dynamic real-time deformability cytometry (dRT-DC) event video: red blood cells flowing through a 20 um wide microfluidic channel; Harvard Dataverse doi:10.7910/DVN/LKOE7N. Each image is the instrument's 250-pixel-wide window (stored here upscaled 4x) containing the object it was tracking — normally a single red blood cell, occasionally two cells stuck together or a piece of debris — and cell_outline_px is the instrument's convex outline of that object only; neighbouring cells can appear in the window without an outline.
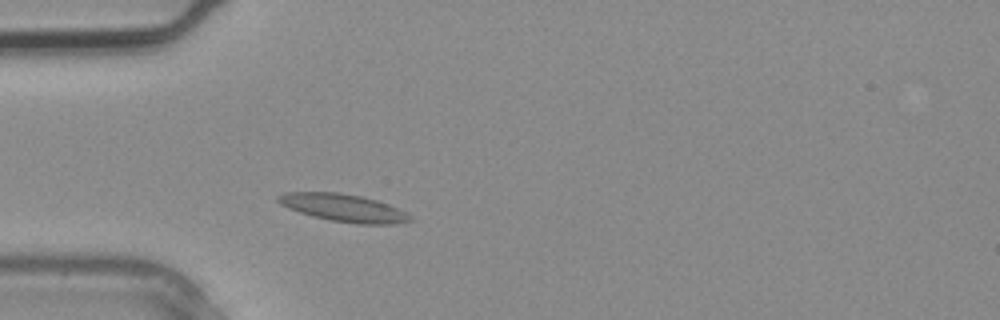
{"species": "common noctule bat (a hibernating species)", "species_latin": "Nyctalus noctula", "temperature_condition": "warm", "stored_images_in_passage": 2, "camera_frame_rate_fps": 3000, "um_per_image_px": 0.085, "animal": {"sex": "male", "body_mass_g": 20.4}, "frame": {"image": 1, "passage_image": 2, "time_ms": 0.333, "image_size_px": [1000, 320], "cell_outline_px": [[412, 220], [396, 224], [360, 224], [332, 220], [312, 216], [300, 212], [280, 204], [276, 200], [276, 196], [284, 192], [336, 192], [360, 196], [376, 200], [388, 204], [412, 216]], "centroid_in_image_um": [29.18, 17.66], "position_along_channel_um": 55.8, "area_um2": 20.98}}